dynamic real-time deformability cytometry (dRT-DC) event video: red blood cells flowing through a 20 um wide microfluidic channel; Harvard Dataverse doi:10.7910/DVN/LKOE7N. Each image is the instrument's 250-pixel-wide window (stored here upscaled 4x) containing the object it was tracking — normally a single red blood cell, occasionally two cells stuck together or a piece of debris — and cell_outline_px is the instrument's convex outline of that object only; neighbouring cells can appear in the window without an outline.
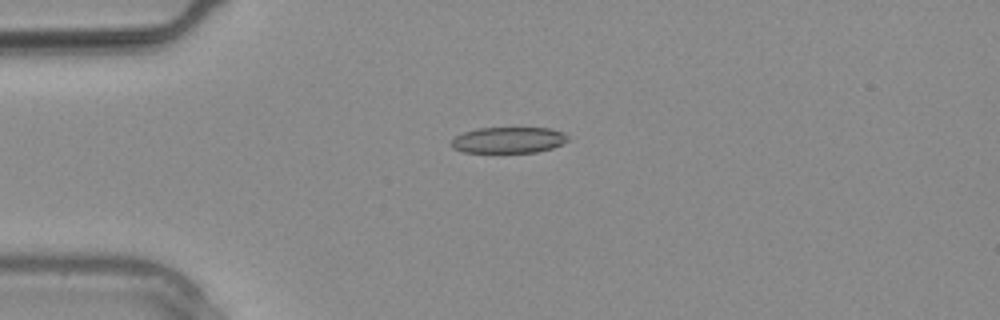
{"species": "common noctule bat (a hibernating species)", "species_latin": "Nyctalus noctula", "temperature_condition": "warm", "stored_images_in_passage": 8, "camera_frame_rate_fps": 3000, "um_per_image_px": 0.085, "animal": {"sex": "male", "body_mass_g": 20.4}, "frame": {"image": 1, "passage_image": 1, "time_ms": 0.0, "image_size_px": [1000, 320], "cell_outline_px": [[568, 140], [552, 148], [536, 152], [464, 152], [452, 148], [448, 144], [456, 136], [464, 132], [480, 128], [548, 128], [564, 132], [568, 136]], "centroid_in_image_um": [43.2, 11.9], "position_along_channel_um": 41.8, "area_um2": 17.63}}